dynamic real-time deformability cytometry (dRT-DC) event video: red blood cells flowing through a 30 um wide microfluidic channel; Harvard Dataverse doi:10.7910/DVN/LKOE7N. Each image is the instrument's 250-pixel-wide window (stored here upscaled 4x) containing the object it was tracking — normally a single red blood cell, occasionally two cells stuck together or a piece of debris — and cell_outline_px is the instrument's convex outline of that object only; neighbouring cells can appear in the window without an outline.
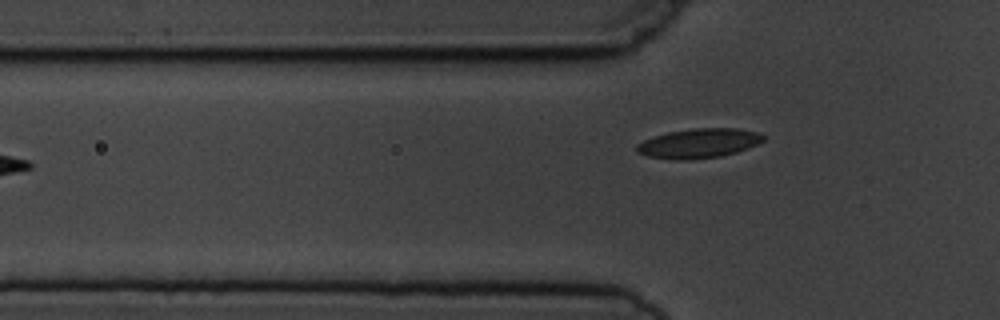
{"species": "common noctule bat (a hibernating species)", "species_latin": "Nyctalus noctula", "temperature_condition": "cold", "stored_images_in_passage": 6, "camera_frame_rate_fps": 3000, "um_per_image_px": 0.085, "animal": {"sex": "male", "body_mass_g": 19.5, "forearm_length_mm": 54.6}, "frame": {"image": 1, "passage_image": 6, "time_ms": 6.0, "image_size_px": [1000, 320], "cell_outline_px": [[764, 140], [748, 148], [736, 152], [720, 156], [688, 160], [676, 160], [648, 156], [636, 152], [636, 144], [644, 140], [668, 132], [692, 128], [736, 128], [756, 132], [764, 136]], "centroid_in_image_um": [59.37, 12.18], "position_along_channel_um": 66.4, "area_um2": 21.62}}